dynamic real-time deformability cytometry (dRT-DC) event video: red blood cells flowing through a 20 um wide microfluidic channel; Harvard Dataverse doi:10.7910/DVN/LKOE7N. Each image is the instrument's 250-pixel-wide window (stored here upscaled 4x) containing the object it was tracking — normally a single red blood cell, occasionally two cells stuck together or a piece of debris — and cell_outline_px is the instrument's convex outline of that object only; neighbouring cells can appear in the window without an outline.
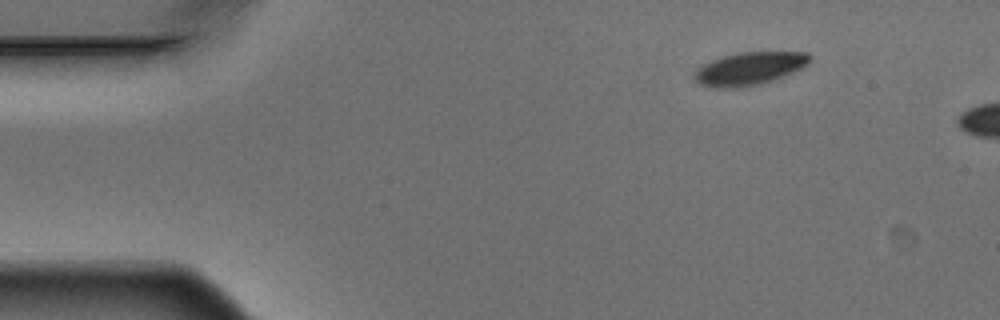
{"species": "Egyptian fruit bat (a non-hibernating species)", "species_latin": "Rousettus aegyptiacus", "temperature_condition": "warm", "stored_images_in_passage": 2, "camera_frame_rate_fps": 3000, "um_per_image_px": 0.085, "animal": {"sex": "male"}, "frame": {"image": 1, "passage_image": 1, "time_ms": 0.0, "image_size_px": [1000, 320], "cell_outline_px": [[812, 60], [808, 64], [792, 72], [772, 80], [760, 84], [736, 88], [716, 88], [700, 84], [692, 76], [696, 68], [712, 60], [736, 52], [808, 52], [812, 56]], "centroid_in_image_um": [63.69, 5.82], "position_along_channel_um": 21.3, "area_um2": 22.14}}